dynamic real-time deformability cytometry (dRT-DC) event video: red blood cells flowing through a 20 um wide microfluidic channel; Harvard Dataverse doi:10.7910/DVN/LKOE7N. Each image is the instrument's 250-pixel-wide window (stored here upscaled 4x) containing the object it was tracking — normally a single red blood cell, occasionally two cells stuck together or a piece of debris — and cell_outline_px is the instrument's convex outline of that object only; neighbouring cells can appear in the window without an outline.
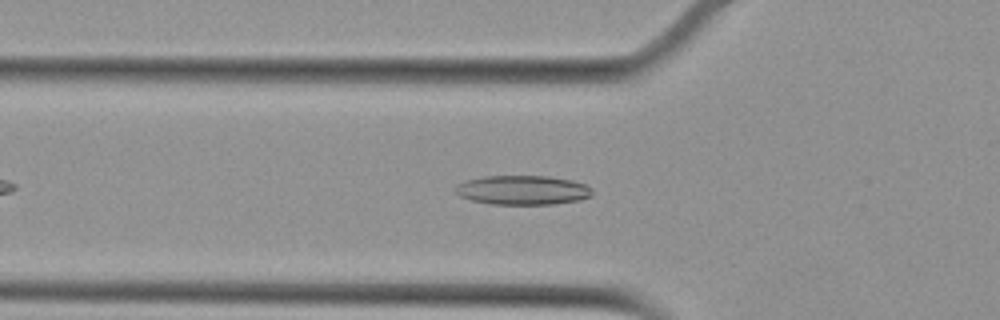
{"species": "Egyptian fruit bat (a non-hibernating species)", "species_latin": "Rousettus aegyptiacus", "temperature_condition": "cold", "stored_images_in_passage": 43, "camera_frame_rate_fps": 3000, "um_per_image_px": 0.085, "animal": {"sex": "female"}, "frame": {"image": 1, "passage_image": 8, "time_ms": 2.333, "image_size_px": [1000, 320], "cell_outline_px": [[592, 196], [580, 200], [552, 204], [492, 204], [472, 200], [460, 196], [456, 192], [456, 184], [464, 180], [484, 176], [548, 176], [572, 180], [584, 184], [592, 188]], "centroid_in_image_um": [44.43, 16.15], "position_along_channel_um": 81.4, "area_um2": 23.41}}
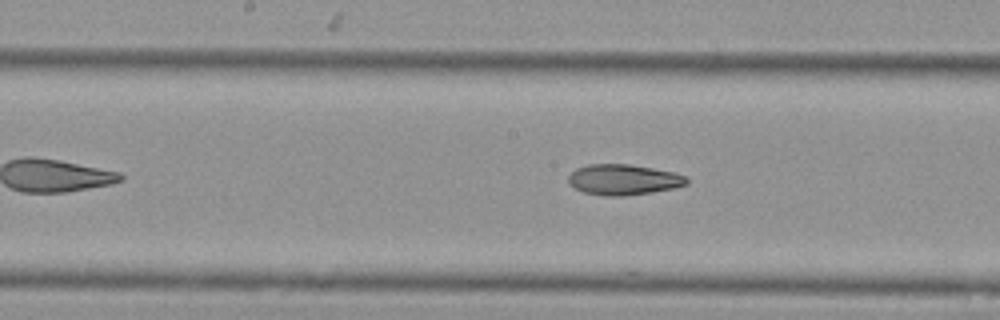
{"frame": {"image": 2, "passage_image": 17, "time_ms": 5.333, "image_size_px": [1000, 320], "cell_outline_px": [[688, 184], [676, 188], [652, 192], [624, 196], [604, 196], [584, 192], [568, 184], [568, 176], [576, 168], [588, 164], [628, 164], [652, 168], [672, 172], [684, 176], [688, 180]], "centroid_in_image_um": [52.98, 15.27], "position_along_channel_um": 195.2, "area_um2": 21.1}}
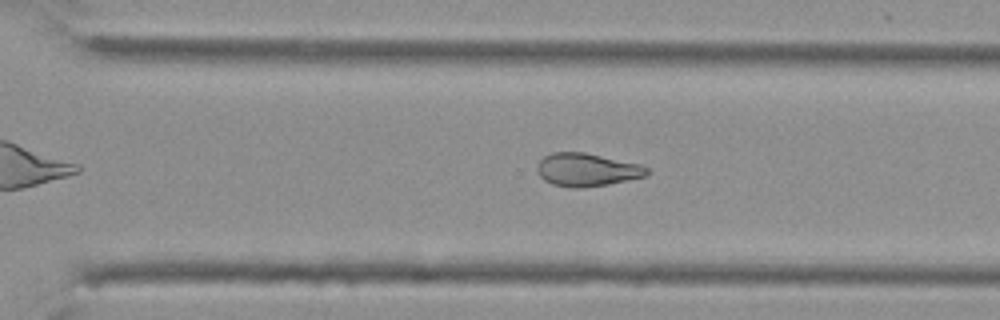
{"frame": {"image": 3, "passage_image": 27, "time_ms": 8.667, "image_size_px": [1000, 320], "cell_outline_px": [[648, 172], [644, 176], [608, 184], [580, 188], [572, 188], [552, 184], [544, 180], [540, 176], [536, 168], [536, 164], [544, 156], [552, 152], [584, 152], [640, 164], [648, 168]], "centroid_in_image_um": [49.83, 14.42], "position_along_channel_um": 320.8, "area_um2": 21.04}, "authors_computed_cell_mechanics": {"area_um2": 21.964, "velocity_mm_per_s": 3.7801, "shape_relaxation_time_tau1_ms": null, "shape_relaxation_time_tau2_ms": 6.278, "deformation_change_tau1": null, "deformation_change_tau2": 0.1438}}